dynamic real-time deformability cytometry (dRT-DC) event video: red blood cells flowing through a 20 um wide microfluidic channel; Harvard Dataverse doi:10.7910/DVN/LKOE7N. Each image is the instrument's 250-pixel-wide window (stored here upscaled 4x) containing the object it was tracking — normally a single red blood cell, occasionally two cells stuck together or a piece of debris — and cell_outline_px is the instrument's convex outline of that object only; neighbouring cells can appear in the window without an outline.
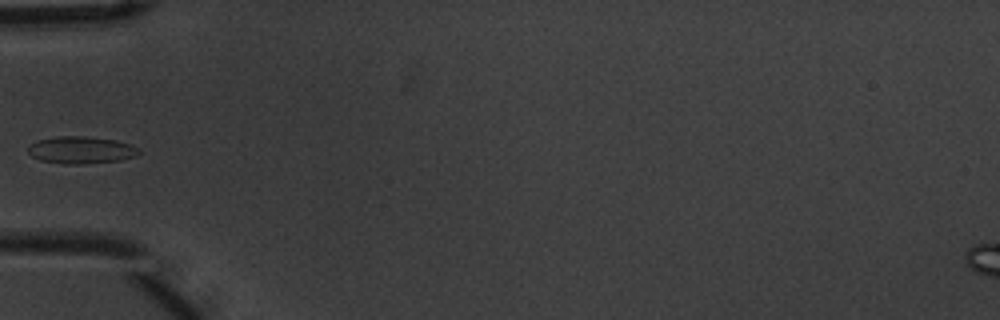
{"species": "common noctule bat (a hibernating species)", "species_latin": "Nyctalus noctula", "temperature_condition": "warm", "stored_images_in_passage": 4, "segment_of_instrument_passage": [2, 2], "camera_frame_rate_fps": 3000, "um_per_image_px": 0.085, "animal": {"sex": "male", "body_mass_g": 20.1, "forearm_length_mm": 53.5}, "frame": {"image": 1, "passage_image": 4, "time_ms": 1.0, "image_size_px": [1000, 320], "cell_outline_px": [[140, 152], [136, 156], [120, 160], [84, 164], [64, 164], [40, 160], [32, 156], [28, 152], [28, 144], [36, 140], [56, 136], [84, 136], [116, 140], [132, 144]], "centroid_in_image_um": [6.86, 12.74], "position_along_channel_um": 78.1, "area_um2": 17.69}}